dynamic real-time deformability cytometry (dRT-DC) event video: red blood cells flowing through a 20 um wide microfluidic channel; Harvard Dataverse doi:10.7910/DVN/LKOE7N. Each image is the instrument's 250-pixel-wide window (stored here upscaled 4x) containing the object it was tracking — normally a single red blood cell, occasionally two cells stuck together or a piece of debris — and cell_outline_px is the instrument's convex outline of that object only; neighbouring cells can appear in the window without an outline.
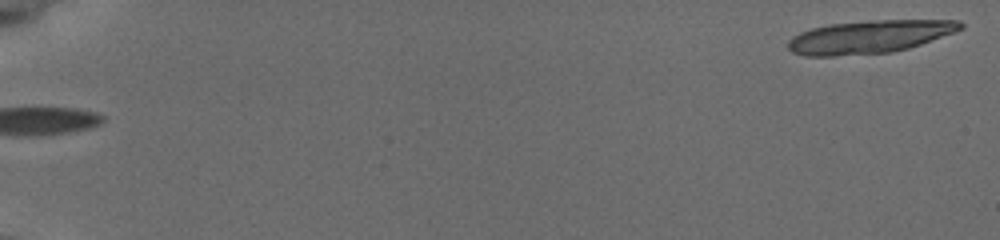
{"species": "common noctule bat (a hibernating species)", "species_latin": "Nyctalus noctula", "temperature_condition": "cold", "stored_images_in_passage": 18, "camera_frame_rate_fps": 3000, "um_per_image_px": 0.085, "animal": {"sex": "female", "body_mass_g": 19.5, "forearm_length_mm": 54.1}, "frame": {"image": 1, "passage_image": 1, "time_ms": 0.0, "image_size_px": [1000, 240], "cell_outline_px": [[964, 24], [960, 28], [952, 32], [908, 48], [888, 52], [832, 56], [808, 56], [792, 52], [788, 48], [788, 44], [796, 36], [812, 28], [832, 24], [880, 20], [956, 20]], "centroid_in_image_um": [73.89, 3.13], "position_along_channel_um": 11.1, "area_um2": 32.02}}